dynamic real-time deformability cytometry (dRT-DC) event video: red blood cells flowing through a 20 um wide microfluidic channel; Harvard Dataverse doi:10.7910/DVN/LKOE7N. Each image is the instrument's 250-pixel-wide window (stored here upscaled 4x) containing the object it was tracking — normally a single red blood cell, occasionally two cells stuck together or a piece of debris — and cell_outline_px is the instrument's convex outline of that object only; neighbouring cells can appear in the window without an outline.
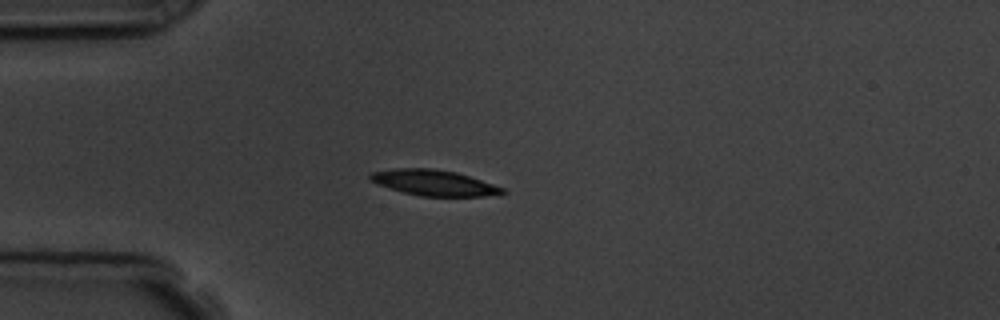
{"species": "common noctule bat (a hibernating species)", "species_latin": "Nyctalus noctula", "temperature_condition": "room temperature", "stored_images_in_passage": 5, "camera_frame_rate_fps": 3000, "um_per_image_px": 0.085, "animal": {"sex": "male", "body_mass_g": 19.5, "forearm_length_mm": 54.6}, "frame": {"image": 1, "passage_image": 4, "time_ms": 3.333, "image_size_px": [1000, 320], "cell_outline_px": [[508, 192], [484, 196], [420, 196], [404, 192], [380, 184], [372, 180], [368, 176], [372, 172], [396, 168], [432, 168], [456, 172], [504, 188]], "centroid_in_image_um": [36.9, 15.53], "position_along_channel_um": 48.1, "area_um2": 19.36}}